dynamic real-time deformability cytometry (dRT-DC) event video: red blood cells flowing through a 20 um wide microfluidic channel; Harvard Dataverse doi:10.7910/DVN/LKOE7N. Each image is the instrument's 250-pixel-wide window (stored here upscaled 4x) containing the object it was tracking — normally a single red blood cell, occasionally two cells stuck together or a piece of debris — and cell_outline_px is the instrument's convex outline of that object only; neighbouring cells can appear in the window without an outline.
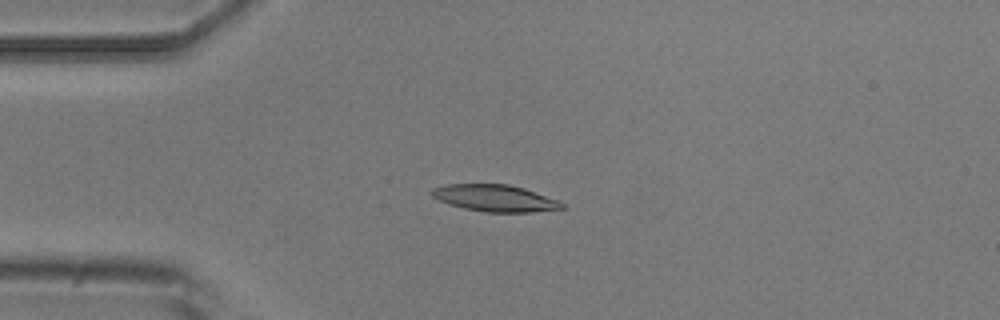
{"species": "common noctule bat (a hibernating species)", "species_latin": "Nyctalus noctula", "temperature_condition": "room temperature", "stored_images_in_passage": 8, "camera_frame_rate_fps": 3000, "um_per_image_px": 0.085, "animal": {"sex": "male", "body_mass_g": 20.5, "forearm_length_mm": 52.5}, "frame": {"image": 1, "passage_image": 3, "time_ms": 2.333, "image_size_px": [1000, 320], "cell_outline_px": [[564, 208], [532, 212], [484, 212], [464, 208], [440, 200], [432, 196], [432, 188], [448, 184], [508, 184], [524, 188], [560, 200], [564, 204]], "centroid_in_image_um": [42.12, 16.84], "position_along_channel_um": 42.9, "area_um2": 20.17}}
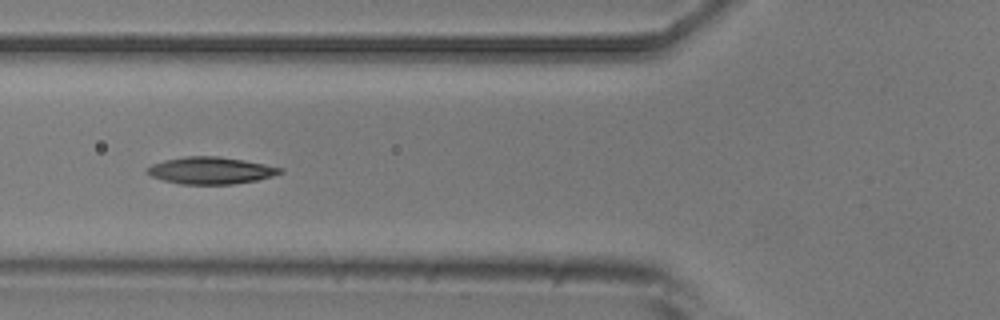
{"frame": {"image": 2, "passage_image": 5, "time_ms": 4.667, "image_size_px": [1000, 320], "cell_outline_px": [[284, 172], [272, 176], [256, 180], [232, 184], [180, 184], [164, 180], [152, 176], [144, 172], [144, 168], [152, 164], [164, 160], [184, 156], [216, 156], [244, 160], [284, 168]], "centroid_in_image_um": [17.88, 14.48], "position_along_channel_um": 107.9, "area_um2": 20.98}}
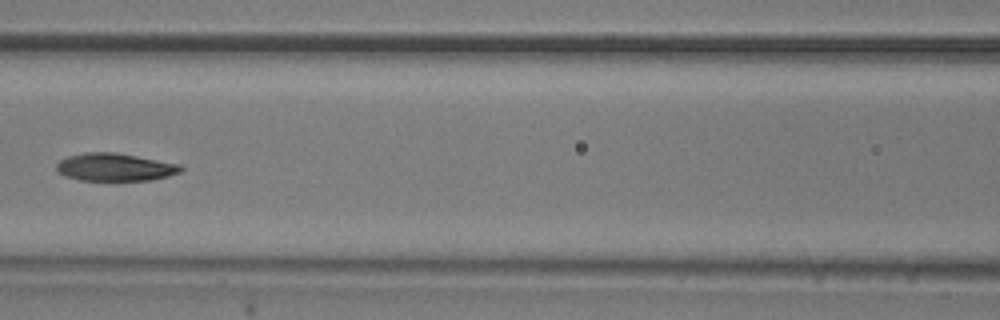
{"frame": {"image": 3, "passage_image": 6, "time_ms": 6.0, "image_size_px": [1000, 320], "cell_outline_px": [[184, 168], [180, 172], [168, 176], [152, 180], [80, 180], [64, 176], [56, 168], [56, 164], [60, 160], [68, 156], [84, 152], [112, 152], [136, 156], [180, 164]], "centroid_in_image_um": [9.77, 14.21], "position_along_channel_um": 156.8, "area_um2": 20.0}}